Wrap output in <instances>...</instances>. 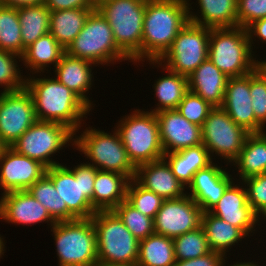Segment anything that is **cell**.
Returning <instances> with one entry per match:
<instances>
[{"instance_id":"obj_1","label":"cell","mask_w":266,"mask_h":266,"mask_svg":"<svg viewBox=\"0 0 266 266\" xmlns=\"http://www.w3.org/2000/svg\"><path fill=\"white\" fill-rule=\"evenodd\" d=\"M26 77L25 88L31 94L38 121L57 122L79 133L83 118L92 109L72 90L59 82L54 76L39 75Z\"/></svg>"},{"instance_id":"obj_2","label":"cell","mask_w":266,"mask_h":266,"mask_svg":"<svg viewBox=\"0 0 266 266\" xmlns=\"http://www.w3.org/2000/svg\"><path fill=\"white\" fill-rule=\"evenodd\" d=\"M189 22L187 0H147L141 43V63L158 61Z\"/></svg>"},{"instance_id":"obj_3","label":"cell","mask_w":266,"mask_h":266,"mask_svg":"<svg viewBox=\"0 0 266 266\" xmlns=\"http://www.w3.org/2000/svg\"><path fill=\"white\" fill-rule=\"evenodd\" d=\"M93 165L81 163L68 167L63 163L46 169L62 200L67 206V221L89 219L96 212L93 209V190L96 173Z\"/></svg>"},{"instance_id":"obj_4","label":"cell","mask_w":266,"mask_h":266,"mask_svg":"<svg viewBox=\"0 0 266 266\" xmlns=\"http://www.w3.org/2000/svg\"><path fill=\"white\" fill-rule=\"evenodd\" d=\"M146 1L96 0V9L111 26L116 45L136 65L141 62Z\"/></svg>"},{"instance_id":"obj_5","label":"cell","mask_w":266,"mask_h":266,"mask_svg":"<svg viewBox=\"0 0 266 266\" xmlns=\"http://www.w3.org/2000/svg\"><path fill=\"white\" fill-rule=\"evenodd\" d=\"M254 54L246 28H211L208 58L226 76L240 77L255 70L258 58Z\"/></svg>"},{"instance_id":"obj_6","label":"cell","mask_w":266,"mask_h":266,"mask_svg":"<svg viewBox=\"0 0 266 266\" xmlns=\"http://www.w3.org/2000/svg\"><path fill=\"white\" fill-rule=\"evenodd\" d=\"M133 110L131 114L120 118L115 128L130 161L137 167L162 159L165 153L160 141L156 114L139 108Z\"/></svg>"},{"instance_id":"obj_7","label":"cell","mask_w":266,"mask_h":266,"mask_svg":"<svg viewBox=\"0 0 266 266\" xmlns=\"http://www.w3.org/2000/svg\"><path fill=\"white\" fill-rule=\"evenodd\" d=\"M74 149L90 160L88 164L98 170L118 172L129 180L134 179L136 167L130 161L116 128L109 133L86 127L83 133L74 135Z\"/></svg>"},{"instance_id":"obj_8","label":"cell","mask_w":266,"mask_h":266,"mask_svg":"<svg viewBox=\"0 0 266 266\" xmlns=\"http://www.w3.org/2000/svg\"><path fill=\"white\" fill-rule=\"evenodd\" d=\"M96 231L98 264H137L139 240L113 211L92 215Z\"/></svg>"},{"instance_id":"obj_9","label":"cell","mask_w":266,"mask_h":266,"mask_svg":"<svg viewBox=\"0 0 266 266\" xmlns=\"http://www.w3.org/2000/svg\"><path fill=\"white\" fill-rule=\"evenodd\" d=\"M51 234L59 266H97L96 231L89 219L56 222Z\"/></svg>"},{"instance_id":"obj_10","label":"cell","mask_w":266,"mask_h":266,"mask_svg":"<svg viewBox=\"0 0 266 266\" xmlns=\"http://www.w3.org/2000/svg\"><path fill=\"white\" fill-rule=\"evenodd\" d=\"M66 53L89 60L97 66L130 62V58L116 45L108 21L97 9L89 14L83 29L68 46Z\"/></svg>"},{"instance_id":"obj_11","label":"cell","mask_w":266,"mask_h":266,"mask_svg":"<svg viewBox=\"0 0 266 266\" xmlns=\"http://www.w3.org/2000/svg\"><path fill=\"white\" fill-rule=\"evenodd\" d=\"M67 146L74 147V132L71 129L61 123L37 120L11 148L18 154L39 161L46 168H50L61 164L52 157L58 155L56 153L60 154V150Z\"/></svg>"},{"instance_id":"obj_12","label":"cell","mask_w":266,"mask_h":266,"mask_svg":"<svg viewBox=\"0 0 266 266\" xmlns=\"http://www.w3.org/2000/svg\"><path fill=\"white\" fill-rule=\"evenodd\" d=\"M210 30L188 22L158 62L170 71L188 77L208 59Z\"/></svg>"},{"instance_id":"obj_13","label":"cell","mask_w":266,"mask_h":266,"mask_svg":"<svg viewBox=\"0 0 266 266\" xmlns=\"http://www.w3.org/2000/svg\"><path fill=\"white\" fill-rule=\"evenodd\" d=\"M201 131L202 144L207 148L212 160L214 156H218L221 162L223 159L227 165H231L238 157L249 134L243 127L237 125L222 107H214L210 111Z\"/></svg>"},{"instance_id":"obj_14","label":"cell","mask_w":266,"mask_h":266,"mask_svg":"<svg viewBox=\"0 0 266 266\" xmlns=\"http://www.w3.org/2000/svg\"><path fill=\"white\" fill-rule=\"evenodd\" d=\"M36 121L33 99L26 88L0 91L1 147H11Z\"/></svg>"},{"instance_id":"obj_15","label":"cell","mask_w":266,"mask_h":266,"mask_svg":"<svg viewBox=\"0 0 266 266\" xmlns=\"http://www.w3.org/2000/svg\"><path fill=\"white\" fill-rule=\"evenodd\" d=\"M202 208L189 196L165 199L153 219L154 232L171 239L201 227Z\"/></svg>"},{"instance_id":"obj_16","label":"cell","mask_w":266,"mask_h":266,"mask_svg":"<svg viewBox=\"0 0 266 266\" xmlns=\"http://www.w3.org/2000/svg\"><path fill=\"white\" fill-rule=\"evenodd\" d=\"M46 169L39 161L18 154L11 147H1L0 189L3 190L2 194L28 190L46 173Z\"/></svg>"},{"instance_id":"obj_17","label":"cell","mask_w":266,"mask_h":266,"mask_svg":"<svg viewBox=\"0 0 266 266\" xmlns=\"http://www.w3.org/2000/svg\"><path fill=\"white\" fill-rule=\"evenodd\" d=\"M235 181L227 187L223 196L209 212L232 226L238 227L249 238L252 236L251 233L255 234L257 231L256 225H262V221L248 204L247 191L243 182Z\"/></svg>"},{"instance_id":"obj_18","label":"cell","mask_w":266,"mask_h":266,"mask_svg":"<svg viewBox=\"0 0 266 266\" xmlns=\"http://www.w3.org/2000/svg\"><path fill=\"white\" fill-rule=\"evenodd\" d=\"M156 117L164 153L202 144L201 127L189 122L177 109L160 111Z\"/></svg>"},{"instance_id":"obj_19","label":"cell","mask_w":266,"mask_h":266,"mask_svg":"<svg viewBox=\"0 0 266 266\" xmlns=\"http://www.w3.org/2000/svg\"><path fill=\"white\" fill-rule=\"evenodd\" d=\"M251 104L250 73L240 77H229L221 107L247 132H264L266 129L256 120Z\"/></svg>"},{"instance_id":"obj_20","label":"cell","mask_w":266,"mask_h":266,"mask_svg":"<svg viewBox=\"0 0 266 266\" xmlns=\"http://www.w3.org/2000/svg\"><path fill=\"white\" fill-rule=\"evenodd\" d=\"M220 166L213 161L206 168L198 170L186 188L190 190L187 195L202 208L203 212L209 211L223 196L227 187L237 179L232 177L227 168Z\"/></svg>"},{"instance_id":"obj_21","label":"cell","mask_w":266,"mask_h":266,"mask_svg":"<svg viewBox=\"0 0 266 266\" xmlns=\"http://www.w3.org/2000/svg\"><path fill=\"white\" fill-rule=\"evenodd\" d=\"M0 219L9 224L22 226L47 222L52 227L56 223L47 209L27 190L1 194Z\"/></svg>"},{"instance_id":"obj_22","label":"cell","mask_w":266,"mask_h":266,"mask_svg":"<svg viewBox=\"0 0 266 266\" xmlns=\"http://www.w3.org/2000/svg\"><path fill=\"white\" fill-rule=\"evenodd\" d=\"M134 180L164 200L180 198L187 194L186 188L175 177L164 158L137 166Z\"/></svg>"},{"instance_id":"obj_23","label":"cell","mask_w":266,"mask_h":266,"mask_svg":"<svg viewBox=\"0 0 266 266\" xmlns=\"http://www.w3.org/2000/svg\"><path fill=\"white\" fill-rule=\"evenodd\" d=\"M92 66L97 67L89 60L73 57L65 52L53 72L59 82L76 93L93 110L95 104L87 97L94 83Z\"/></svg>"},{"instance_id":"obj_24","label":"cell","mask_w":266,"mask_h":266,"mask_svg":"<svg viewBox=\"0 0 266 266\" xmlns=\"http://www.w3.org/2000/svg\"><path fill=\"white\" fill-rule=\"evenodd\" d=\"M228 78L208 58L188 76L189 91L213 107H221Z\"/></svg>"},{"instance_id":"obj_25","label":"cell","mask_w":266,"mask_h":266,"mask_svg":"<svg viewBox=\"0 0 266 266\" xmlns=\"http://www.w3.org/2000/svg\"><path fill=\"white\" fill-rule=\"evenodd\" d=\"M189 1L191 0H187L189 22L209 28L238 26L237 0H197L200 10L196 13L192 11L193 3Z\"/></svg>"},{"instance_id":"obj_26","label":"cell","mask_w":266,"mask_h":266,"mask_svg":"<svg viewBox=\"0 0 266 266\" xmlns=\"http://www.w3.org/2000/svg\"><path fill=\"white\" fill-rule=\"evenodd\" d=\"M129 181L121 173L98 170L93 185V209L95 211L114 210L126 200Z\"/></svg>"},{"instance_id":"obj_27","label":"cell","mask_w":266,"mask_h":266,"mask_svg":"<svg viewBox=\"0 0 266 266\" xmlns=\"http://www.w3.org/2000/svg\"><path fill=\"white\" fill-rule=\"evenodd\" d=\"M231 164L238 171V181L266 173V131L249 133L238 157Z\"/></svg>"},{"instance_id":"obj_28","label":"cell","mask_w":266,"mask_h":266,"mask_svg":"<svg viewBox=\"0 0 266 266\" xmlns=\"http://www.w3.org/2000/svg\"><path fill=\"white\" fill-rule=\"evenodd\" d=\"M150 66L161 67L167 71L154 82V93L158 103L150 112L158 113L163 110L176 109L180 102L183 100L185 94L189 91L188 77L172 72L158 61H148ZM157 64V66H155Z\"/></svg>"},{"instance_id":"obj_29","label":"cell","mask_w":266,"mask_h":266,"mask_svg":"<svg viewBox=\"0 0 266 266\" xmlns=\"http://www.w3.org/2000/svg\"><path fill=\"white\" fill-rule=\"evenodd\" d=\"M163 158L169 164L175 177L185 188L189 186L193 175L198 170L206 168L213 162L207 148L203 144L176 152L165 153Z\"/></svg>"},{"instance_id":"obj_30","label":"cell","mask_w":266,"mask_h":266,"mask_svg":"<svg viewBox=\"0 0 266 266\" xmlns=\"http://www.w3.org/2000/svg\"><path fill=\"white\" fill-rule=\"evenodd\" d=\"M65 52L66 50L50 33L38 38L25 49L22 55L23 66L29 68L28 71L30 70L26 77L30 76L31 73L32 75L44 73L45 70L49 72L51 64L55 68ZM48 67H50V70L46 69Z\"/></svg>"},{"instance_id":"obj_31","label":"cell","mask_w":266,"mask_h":266,"mask_svg":"<svg viewBox=\"0 0 266 266\" xmlns=\"http://www.w3.org/2000/svg\"><path fill=\"white\" fill-rule=\"evenodd\" d=\"M201 227L205 232L211 251L227 256L232 246L247 237L238 227L232 226L209 211L203 212ZM230 249V250H229Z\"/></svg>"},{"instance_id":"obj_32","label":"cell","mask_w":266,"mask_h":266,"mask_svg":"<svg viewBox=\"0 0 266 266\" xmlns=\"http://www.w3.org/2000/svg\"><path fill=\"white\" fill-rule=\"evenodd\" d=\"M96 8L50 11L49 33L66 50L81 32L89 14Z\"/></svg>"},{"instance_id":"obj_33","label":"cell","mask_w":266,"mask_h":266,"mask_svg":"<svg viewBox=\"0 0 266 266\" xmlns=\"http://www.w3.org/2000/svg\"><path fill=\"white\" fill-rule=\"evenodd\" d=\"M175 262L173 239L154 233L140 240L138 266H173Z\"/></svg>"},{"instance_id":"obj_34","label":"cell","mask_w":266,"mask_h":266,"mask_svg":"<svg viewBox=\"0 0 266 266\" xmlns=\"http://www.w3.org/2000/svg\"><path fill=\"white\" fill-rule=\"evenodd\" d=\"M18 17L24 54L28 46L49 33L50 10L44 4L20 7Z\"/></svg>"},{"instance_id":"obj_35","label":"cell","mask_w":266,"mask_h":266,"mask_svg":"<svg viewBox=\"0 0 266 266\" xmlns=\"http://www.w3.org/2000/svg\"><path fill=\"white\" fill-rule=\"evenodd\" d=\"M0 49L23 55L18 8L0 5Z\"/></svg>"},{"instance_id":"obj_36","label":"cell","mask_w":266,"mask_h":266,"mask_svg":"<svg viewBox=\"0 0 266 266\" xmlns=\"http://www.w3.org/2000/svg\"><path fill=\"white\" fill-rule=\"evenodd\" d=\"M27 191L47 209L55 222L67 221V206H62L61 197L46 174Z\"/></svg>"},{"instance_id":"obj_37","label":"cell","mask_w":266,"mask_h":266,"mask_svg":"<svg viewBox=\"0 0 266 266\" xmlns=\"http://www.w3.org/2000/svg\"><path fill=\"white\" fill-rule=\"evenodd\" d=\"M175 259L189 260L204 256L211 252L202 227L173 239Z\"/></svg>"},{"instance_id":"obj_38","label":"cell","mask_w":266,"mask_h":266,"mask_svg":"<svg viewBox=\"0 0 266 266\" xmlns=\"http://www.w3.org/2000/svg\"><path fill=\"white\" fill-rule=\"evenodd\" d=\"M17 59L22 62L21 56L0 49V87H4L2 92L19 91L26 86V76L21 72Z\"/></svg>"},{"instance_id":"obj_39","label":"cell","mask_w":266,"mask_h":266,"mask_svg":"<svg viewBox=\"0 0 266 266\" xmlns=\"http://www.w3.org/2000/svg\"><path fill=\"white\" fill-rule=\"evenodd\" d=\"M113 211L139 241L155 233L153 218L139 212L126 200L122 201Z\"/></svg>"},{"instance_id":"obj_40","label":"cell","mask_w":266,"mask_h":266,"mask_svg":"<svg viewBox=\"0 0 266 266\" xmlns=\"http://www.w3.org/2000/svg\"><path fill=\"white\" fill-rule=\"evenodd\" d=\"M126 201L139 212L154 219L164 199L154 192L144 189L132 179L127 186Z\"/></svg>"},{"instance_id":"obj_41","label":"cell","mask_w":266,"mask_h":266,"mask_svg":"<svg viewBox=\"0 0 266 266\" xmlns=\"http://www.w3.org/2000/svg\"><path fill=\"white\" fill-rule=\"evenodd\" d=\"M242 182L252 211L266 222V173L245 178Z\"/></svg>"},{"instance_id":"obj_42","label":"cell","mask_w":266,"mask_h":266,"mask_svg":"<svg viewBox=\"0 0 266 266\" xmlns=\"http://www.w3.org/2000/svg\"><path fill=\"white\" fill-rule=\"evenodd\" d=\"M214 107L200 96L188 91L180 102L177 111L189 122L202 127Z\"/></svg>"},{"instance_id":"obj_43","label":"cell","mask_w":266,"mask_h":266,"mask_svg":"<svg viewBox=\"0 0 266 266\" xmlns=\"http://www.w3.org/2000/svg\"><path fill=\"white\" fill-rule=\"evenodd\" d=\"M250 96L254 116L266 129V75L258 67L250 72Z\"/></svg>"},{"instance_id":"obj_44","label":"cell","mask_w":266,"mask_h":266,"mask_svg":"<svg viewBox=\"0 0 266 266\" xmlns=\"http://www.w3.org/2000/svg\"><path fill=\"white\" fill-rule=\"evenodd\" d=\"M262 18H266V0H237L238 26L246 28Z\"/></svg>"},{"instance_id":"obj_45","label":"cell","mask_w":266,"mask_h":266,"mask_svg":"<svg viewBox=\"0 0 266 266\" xmlns=\"http://www.w3.org/2000/svg\"><path fill=\"white\" fill-rule=\"evenodd\" d=\"M44 5L50 11L77 8H96V0H45Z\"/></svg>"},{"instance_id":"obj_46","label":"cell","mask_w":266,"mask_h":266,"mask_svg":"<svg viewBox=\"0 0 266 266\" xmlns=\"http://www.w3.org/2000/svg\"><path fill=\"white\" fill-rule=\"evenodd\" d=\"M225 256L221 253L211 251L210 253L189 260H176L173 266H221Z\"/></svg>"},{"instance_id":"obj_47","label":"cell","mask_w":266,"mask_h":266,"mask_svg":"<svg viewBox=\"0 0 266 266\" xmlns=\"http://www.w3.org/2000/svg\"><path fill=\"white\" fill-rule=\"evenodd\" d=\"M246 32L248 35V40L250 42L251 50L254 53L253 44L255 42L253 41L256 40V37H257V41L260 40V43L266 44V18L258 19L252 22L250 25L246 27Z\"/></svg>"},{"instance_id":"obj_48","label":"cell","mask_w":266,"mask_h":266,"mask_svg":"<svg viewBox=\"0 0 266 266\" xmlns=\"http://www.w3.org/2000/svg\"><path fill=\"white\" fill-rule=\"evenodd\" d=\"M44 1L45 0H0V5L12 8H20L44 4Z\"/></svg>"},{"instance_id":"obj_49","label":"cell","mask_w":266,"mask_h":266,"mask_svg":"<svg viewBox=\"0 0 266 266\" xmlns=\"http://www.w3.org/2000/svg\"><path fill=\"white\" fill-rule=\"evenodd\" d=\"M228 257L227 256H225V258L223 259V261H222V264H221V266H226L225 264H227L226 262H228L226 259H227ZM255 260H253V261H246V262H236V263H234V264H232V265H227V266H261V265H259V263L258 262H254Z\"/></svg>"},{"instance_id":"obj_50","label":"cell","mask_w":266,"mask_h":266,"mask_svg":"<svg viewBox=\"0 0 266 266\" xmlns=\"http://www.w3.org/2000/svg\"><path fill=\"white\" fill-rule=\"evenodd\" d=\"M257 67L266 75V59L258 61Z\"/></svg>"},{"instance_id":"obj_51","label":"cell","mask_w":266,"mask_h":266,"mask_svg":"<svg viewBox=\"0 0 266 266\" xmlns=\"http://www.w3.org/2000/svg\"><path fill=\"white\" fill-rule=\"evenodd\" d=\"M5 244L3 236L0 235V258H2V255L4 256L5 251Z\"/></svg>"},{"instance_id":"obj_52","label":"cell","mask_w":266,"mask_h":266,"mask_svg":"<svg viewBox=\"0 0 266 266\" xmlns=\"http://www.w3.org/2000/svg\"><path fill=\"white\" fill-rule=\"evenodd\" d=\"M97 266H138L137 264H98Z\"/></svg>"}]
</instances>
